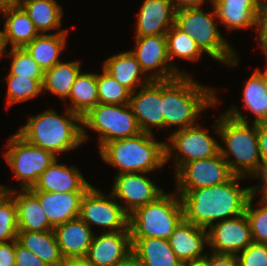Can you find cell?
Masks as SVG:
<instances>
[{
    "label": "cell",
    "mask_w": 267,
    "mask_h": 266,
    "mask_svg": "<svg viewBox=\"0 0 267 266\" xmlns=\"http://www.w3.org/2000/svg\"><path fill=\"white\" fill-rule=\"evenodd\" d=\"M243 176L234 175L229 181L198 189H176L181 197L184 219L208 229L212 224L245 213L252 186L239 187Z\"/></svg>",
    "instance_id": "obj_1"
},
{
    "label": "cell",
    "mask_w": 267,
    "mask_h": 266,
    "mask_svg": "<svg viewBox=\"0 0 267 266\" xmlns=\"http://www.w3.org/2000/svg\"><path fill=\"white\" fill-rule=\"evenodd\" d=\"M246 118L234 103L218 117L213 127L225 144L226 148L220 144V154L232 173L254 179L264 165L259 151L257 124Z\"/></svg>",
    "instance_id": "obj_2"
},
{
    "label": "cell",
    "mask_w": 267,
    "mask_h": 266,
    "mask_svg": "<svg viewBox=\"0 0 267 266\" xmlns=\"http://www.w3.org/2000/svg\"><path fill=\"white\" fill-rule=\"evenodd\" d=\"M191 76L163 81L164 129L178 126L175 130H179L198 124L201 113L219 101L215 88L204 86Z\"/></svg>",
    "instance_id": "obj_3"
},
{
    "label": "cell",
    "mask_w": 267,
    "mask_h": 266,
    "mask_svg": "<svg viewBox=\"0 0 267 266\" xmlns=\"http://www.w3.org/2000/svg\"><path fill=\"white\" fill-rule=\"evenodd\" d=\"M65 114L47 109L28 118L27 123L17 131L31 145L59 154L70 152L83 143L82 117L68 108Z\"/></svg>",
    "instance_id": "obj_4"
},
{
    "label": "cell",
    "mask_w": 267,
    "mask_h": 266,
    "mask_svg": "<svg viewBox=\"0 0 267 266\" xmlns=\"http://www.w3.org/2000/svg\"><path fill=\"white\" fill-rule=\"evenodd\" d=\"M99 154L105 163L124 173H150L166 164L165 142L155 139L154 133L141 132L134 137L105 143Z\"/></svg>",
    "instance_id": "obj_5"
},
{
    "label": "cell",
    "mask_w": 267,
    "mask_h": 266,
    "mask_svg": "<svg viewBox=\"0 0 267 266\" xmlns=\"http://www.w3.org/2000/svg\"><path fill=\"white\" fill-rule=\"evenodd\" d=\"M210 6V12L203 11L202 6L177 8L174 25L190 35L200 49L215 61L230 67L238 66L240 57L217 29V14L212 3Z\"/></svg>",
    "instance_id": "obj_6"
},
{
    "label": "cell",
    "mask_w": 267,
    "mask_h": 266,
    "mask_svg": "<svg viewBox=\"0 0 267 266\" xmlns=\"http://www.w3.org/2000/svg\"><path fill=\"white\" fill-rule=\"evenodd\" d=\"M184 219L181 197L176 191L164 193L154 202L137 208L129 215L131 238L169 239Z\"/></svg>",
    "instance_id": "obj_7"
},
{
    "label": "cell",
    "mask_w": 267,
    "mask_h": 266,
    "mask_svg": "<svg viewBox=\"0 0 267 266\" xmlns=\"http://www.w3.org/2000/svg\"><path fill=\"white\" fill-rule=\"evenodd\" d=\"M84 126L98 133L99 149L110 141L134 137L142 132L129 104L98 103L91 108L82 116L83 142L88 140Z\"/></svg>",
    "instance_id": "obj_8"
},
{
    "label": "cell",
    "mask_w": 267,
    "mask_h": 266,
    "mask_svg": "<svg viewBox=\"0 0 267 266\" xmlns=\"http://www.w3.org/2000/svg\"><path fill=\"white\" fill-rule=\"evenodd\" d=\"M5 147L4 158L21 190L33 188L43 171L57 158L51 152L31 145L17 132L8 139Z\"/></svg>",
    "instance_id": "obj_9"
},
{
    "label": "cell",
    "mask_w": 267,
    "mask_h": 266,
    "mask_svg": "<svg viewBox=\"0 0 267 266\" xmlns=\"http://www.w3.org/2000/svg\"><path fill=\"white\" fill-rule=\"evenodd\" d=\"M208 129L196 124L174 130L165 142L166 163L173 157L175 173L188 162L213 157L220 153V143L210 136ZM174 155V156H172Z\"/></svg>",
    "instance_id": "obj_10"
},
{
    "label": "cell",
    "mask_w": 267,
    "mask_h": 266,
    "mask_svg": "<svg viewBox=\"0 0 267 266\" xmlns=\"http://www.w3.org/2000/svg\"><path fill=\"white\" fill-rule=\"evenodd\" d=\"M116 202L111 193L104 195L91 186L82 197L78 217L90 228L91 225L103 227V232L130 231L129 214Z\"/></svg>",
    "instance_id": "obj_11"
},
{
    "label": "cell",
    "mask_w": 267,
    "mask_h": 266,
    "mask_svg": "<svg viewBox=\"0 0 267 266\" xmlns=\"http://www.w3.org/2000/svg\"><path fill=\"white\" fill-rule=\"evenodd\" d=\"M175 174V189H198L223 184L234 174L219 153L213 157L185 163Z\"/></svg>",
    "instance_id": "obj_12"
},
{
    "label": "cell",
    "mask_w": 267,
    "mask_h": 266,
    "mask_svg": "<svg viewBox=\"0 0 267 266\" xmlns=\"http://www.w3.org/2000/svg\"><path fill=\"white\" fill-rule=\"evenodd\" d=\"M135 38V49L131 52L135 55L145 76H148L151 81H167L180 76L170 64L166 35Z\"/></svg>",
    "instance_id": "obj_13"
},
{
    "label": "cell",
    "mask_w": 267,
    "mask_h": 266,
    "mask_svg": "<svg viewBox=\"0 0 267 266\" xmlns=\"http://www.w3.org/2000/svg\"><path fill=\"white\" fill-rule=\"evenodd\" d=\"M253 242L246 214L216 222L208 228L211 252L237 258Z\"/></svg>",
    "instance_id": "obj_14"
},
{
    "label": "cell",
    "mask_w": 267,
    "mask_h": 266,
    "mask_svg": "<svg viewBox=\"0 0 267 266\" xmlns=\"http://www.w3.org/2000/svg\"><path fill=\"white\" fill-rule=\"evenodd\" d=\"M145 172L116 174L111 194L124 202V210L130 215L137 208L154 202L165 190L159 188Z\"/></svg>",
    "instance_id": "obj_15"
},
{
    "label": "cell",
    "mask_w": 267,
    "mask_h": 266,
    "mask_svg": "<svg viewBox=\"0 0 267 266\" xmlns=\"http://www.w3.org/2000/svg\"><path fill=\"white\" fill-rule=\"evenodd\" d=\"M130 231L102 232L93 236L87 258L94 266H123L132 260Z\"/></svg>",
    "instance_id": "obj_16"
},
{
    "label": "cell",
    "mask_w": 267,
    "mask_h": 266,
    "mask_svg": "<svg viewBox=\"0 0 267 266\" xmlns=\"http://www.w3.org/2000/svg\"><path fill=\"white\" fill-rule=\"evenodd\" d=\"M129 105L142 132L153 134L154 128H164L163 81H151L130 94Z\"/></svg>",
    "instance_id": "obj_17"
},
{
    "label": "cell",
    "mask_w": 267,
    "mask_h": 266,
    "mask_svg": "<svg viewBox=\"0 0 267 266\" xmlns=\"http://www.w3.org/2000/svg\"><path fill=\"white\" fill-rule=\"evenodd\" d=\"M91 186L78 168L58 163L56 158L29 190L56 193L86 192Z\"/></svg>",
    "instance_id": "obj_18"
},
{
    "label": "cell",
    "mask_w": 267,
    "mask_h": 266,
    "mask_svg": "<svg viewBox=\"0 0 267 266\" xmlns=\"http://www.w3.org/2000/svg\"><path fill=\"white\" fill-rule=\"evenodd\" d=\"M176 9L172 0H144L137 16L135 37L166 35L175 24Z\"/></svg>",
    "instance_id": "obj_19"
},
{
    "label": "cell",
    "mask_w": 267,
    "mask_h": 266,
    "mask_svg": "<svg viewBox=\"0 0 267 266\" xmlns=\"http://www.w3.org/2000/svg\"><path fill=\"white\" fill-rule=\"evenodd\" d=\"M16 203L18 231L45 232L54 230L40 205L39 199L30 190H16L13 186L0 185ZM17 194V195H16Z\"/></svg>",
    "instance_id": "obj_20"
},
{
    "label": "cell",
    "mask_w": 267,
    "mask_h": 266,
    "mask_svg": "<svg viewBox=\"0 0 267 266\" xmlns=\"http://www.w3.org/2000/svg\"><path fill=\"white\" fill-rule=\"evenodd\" d=\"M217 19L228 31L253 28L258 31L259 0H213Z\"/></svg>",
    "instance_id": "obj_21"
},
{
    "label": "cell",
    "mask_w": 267,
    "mask_h": 266,
    "mask_svg": "<svg viewBox=\"0 0 267 266\" xmlns=\"http://www.w3.org/2000/svg\"><path fill=\"white\" fill-rule=\"evenodd\" d=\"M57 244L63 258L86 257L94 232L79 217L54 227Z\"/></svg>",
    "instance_id": "obj_22"
},
{
    "label": "cell",
    "mask_w": 267,
    "mask_h": 266,
    "mask_svg": "<svg viewBox=\"0 0 267 266\" xmlns=\"http://www.w3.org/2000/svg\"><path fill=\"white\" fill-rule=\"evenodd\" d=\"M168 241L177 258L184 263L207 254L203 250L208 245V230L183 219Z\"/></svg>",
    "instance_id": "obj_23"
},
{
    "label": "cell",
    "mask_w": 267,
    "mask_h": 266,
    "mask_svg": "<svg viewBox=\"0 0 267 266\" xmlns=\"http://www.w3.org/2000/svg\"><path fill=\"white\" fill-rule=\"evenodd\" d=\"M40 201L49 223L55 227L78 218L81 200L85 192L31 191Z\"/></svg>",
    "instance_id": "obj_24"
},
{
    "label": "cell",
    "mask_w": 267,
    "mask_h": 266,
    "mask_svg": "<svg viewBox=\"0 0 267 266\" xmlns=\"http://www.w3.org/2000/svg\"><path fill=\"white\" fill-rule=\"evenodd\" d=\"M132 259L139 266H182L167 239L131 238Z\"/></svg>",
    "instance_id": "obj_25"
},
{
    "label": "cell",
    "mask_w": 267,
    "mask_h": 266,
    "mask_svg": "<svg viewBox=\"0 0 267 266\" xmlns=\"http://www.w3.org/2000/svg\"><path fill=\"white\" fill-rule=\"evenodd\" d=\"M102 67L131 93L151 82L148 76H144L145 73L130 50L108 57Z\"/></svg>",
    "instance_id": "obj_26"
},
{
    "label": "cell",
    "mask_w": 267,
    "mask_h": 266,
    "mask_svg": "<svg viewBox=\"0 0 267 266\" xmlns=\"http://www.w3.org/2000/svg\"><path fill=\"white\" fill-rule=\"evenodd\" d=\"M2 29L5 48H23L39 35L34 23L20 6H7Z\"/></svg>",
    "instance_id": "obj_27"
},
{
    "label": "cell",
    "mask_w": 267,
    "mask_h": 266,
    "mask_svg": "<svg viewBox=\"0 0 267 266\" xmlns=\"http://www.w3.org/2000/svg\"><path fill=\"white\" fill-rule=\"evenodd\" d=\"M17 242L41 259L47 266H64L54 230L45 232L18 231Z\"/></svg>",
    "instance_id": "obj_28"
},
{
    "label": "cell",
    "mask_w": 267,
    "mask_h": 266,
    "mask_svg": "<svg viewBox=\"0 0 267 266\" xmlns=\"http://www.w3.org/2000/svg\"><path fill=\"white\" fill-rule=\"evenodd\" d=\"M68 32L39 34L24 48L40 66L43 73L61 62V52L67 44Z\"/></svg>",
    "instance_id": "obj_29"
},
{
    "label": "cell",
    "mask_w": 267,
    "mask_h": 266,
    "mask_svg": "<svg viewBox=\"0 0 267 266\" xmlns=\"http://www.w3.org/2000/svg\"><path fill=\"white\" fill-rule=\"evenodd\" d=\"M19 5L28 14L39 34H46L49 30L69 32L61 29L64 12L57 0H21Z\"/></svg>",
    "instance_id": "obj_30"
},
{
    "label": "cell",
    "mask_w": 267,
    "mask_h": 266,
    "mask_svg": "<svg viewBox=\"0 0 267 266\" xmlns=\"http://www.w3.org/2000/svg\"><path fill=\"white\" fill-rule=\"evenodd\" d=\"M70 111L81 117L99 103L97 90V73L79 72L68 96Z\"/></svg>",
    "instance_id": "obj_31"
},
{
    "label": "cell",
    "mask_w": 267,
    "mask_h": 266,
    "mask_svg": "<svg viewBox=\"0 0 267 266\" xmlns=\"http://www.w3.org/2000/svg\"><path fill=\"white\" fill-rule=\"evenodd\" d=\"M81 71L80 61L59 62L44 73L43 91L51 92L66 101L72 85Z\"/></svg>",
    "instance_id": "obj_32"
},
{
    "label": "cell",
    "mask_w": 267,
    "mask_h": 266,
    "mask_svg": "<svg viewBox=\"0 0 267 266\" xmlns=\"http://www.w3.org/2000/svg\"><path fill=\"white\" fill-rule=\"evenodd\" d=\"M255 69L243 88V105L246 111L254 114L253 123L267 121V92L265 70Z\"/></svg>",
    "instance_id": "obj_33"
},
{
    "label": "cell",
    "mask_w": 267,
    "mask_h": 266,
    "mask_svg": "<svg viewBox=\"0 0 267 266\" xmlns=\"http://www.w3.org/2000/svg\"><path fill=\"white\" fill-rule=\"evenodd\" d=\"M167 40V54L170 64L179 75H190L187 72H183L179 67H176L171 61L174 58L184 59L186 61L194 62L200 60L203 55V51L198 44L191 38L190 35L184 33L175 25H173L166 33ZM175 66V67H174Z\"/></svg>",
    "instance_id": "obj_34"
},
{
    "label": "cell",
    "mask_w": 267,
    "mask_h": 266,
    "mask_svg": "<svg viewBox=\"0 0 267 266\" xmlns=\"http://www.w3.org/2000/svg\"><path fill=\"white\" fill-rule=\"evenodd\" d=\"M7 108L16 103L32 100V98L43 93V79H31L7 75Z\"/></svg>",
    "instance_id": "obj_35"
},
{
    "label": "cell",
    "mask_w": 267,
    "mask_h": 266,
    "mask_svg": "<svg viewBox=\"0 0 267 266\" xmlns=\"http://www.w3.org/2000/svg\"><path fill=\"white\" fill-rule=\"evenodd\" d=\"M101 74L97 73V90L99 103L129 104L131 92L121 85L102 67Z\"/></svg>",
    "instance_id": "obj_36"
},
{
    "label": "cell",
    "mask_w": 267,
    "mask_h": 266,
    "mask_svg": "<svg viewBox=\"0 0 267 266\" xmlns=\"http://www.w3.org/2000/svg\"><path fill=\"white\" fill-rule=\"evenodd\" d=\"M17 207L14 198L0 188V243L17 240Z\"/></svg>",
    "instance_id": "obj_37"
},
{
    "label": "cell",
    "mask_w": 267,
    "mask_h": 266,
    "mask_svg": "<svg viewBox=\"0 0 267 266\" xmlns=\"http://www.w3.org/2000/svg\"><path fill=\"white\" fill-rule=\"evenodd\" d=\"M5 56L12 58L8 75L28 77L31 79H44V73L32 56L23 48H11L4 52ZM7 53V54H6Z\"/></svg>",
    "instance_id": "obj_38"
},
{
    "label": "cell",
    "mask_w": 267,
    "mask_h": 266,
    "mask_svg": "<svg viewBox=\"0 0 267 266\" xmlns=\"http://www.w3.org/2000/svg\"><path fill=\"white\" fill-rule=\"evenodd\" d=\"M255 196L252 194L247 202L245 214L248 218L252 240L257 243L267 244V203L259 201L253 207ZM259 206V207H258Z\"/></svg>",
    "instance_id": "obj_39"
},
{
    "label": "cell",
    "mask_w": 267,
    "mask_h": 266,
    "mask_svg": "<svg viewBox=\"0 0 267 266\" xmlns=\"http://www.w3.org/2000/svg\"><path fill=\"white\" fill-rule=\"evenodd\" d=\"M239 266H267V244L252 242L238 254Z\"/></svg>",
    "instance_id": "obj_40"
},
{
    "label": "cell",
    "mask_w": 267,
    "mask_h": 266,
    "mask_svg": "<svg viewBox=\"0 0 267 266\" xmlns=\"http://www.w3.org/2000/svg\"><path fill=\"white\" fill-rule=\"evenodd\" d=\"M15 266H47L41 259L28 249L21 246L16 240Z\"/></svg>",
    "instance_id": "obj_41"
},
{
    "label": "cell",
    "mask_w": 267,
    "mask_h": 266,
    "mask_svg": "<svg viewBox=\"0 0 267 266\" xmlns=\"http://www.w3.org/2000/svg\"><path fill=\"white\" fill-rule=\"evenodd\" d=\"M257 33L259 48L267 59V5H260Z\"/></svg>",
    "instance_id": "obj_42"
},
{
    "label": "cell",
    "mask_w": 267,
    "mask_h": 266,
    "mask_svg": "<svg viewBox=\"0 0 267 266\" xmlns=\"http://www.w3.org/2000/svg\"><path fill=\"white\" fill-rule=\"evenodd\" d=\"M16 240L0 243V266H15Z\"/></svg>",
    "instance_id": "obj_43"
},
{
    "label": "cell",
    "mask_w": 267,
    "mask_h": 266,
    "mask_svg": "<svg viewBox=\"0 0 267 266\" xmlns=\"http://www.w3.org/2000/svg\"><path fill=\"white\" fill-rule=\"evenodd\" d=\"M259 179L260 185L253 186L252 185V194L257 197L256 195H261L259 199L262 202L267 203V165H264L259 173L254 177V179Z\"/></svg>",
    "instance_id": "obj_44"
},
{
    "label": "cell",
    "mask_w": 267,
    "mask_h": 266,
    "mask_svg": "<svg viewBox=\"0 0 267 266\" xmlns=\"http://www.w3.org/2000/svg\"><path fill=\"white\" fill-rule=\"evenodd\" d=\"M259 151L263 165H267V121L257 123Z\"/></svg>",
    "instance_id": "obj_45"
},
{
    "label": "cell",
    "mask_w": 267,
    "mask_h": 266,
    "mask_svg": "<svg viewBox=\"0 0 267 266\" xmlns=\"http://www.w3.org/2000/svg\"><path fill=\"white\" fill-rule=\"evenodd\" d=\"M209 266H239L238 259L232 256L209 253Z\"/></svg>",
    "instance_id": "obj_46"
},
{
    "label": "cell",
    "mask_w": 267,
    "mask_h": 266,
    "mask_svg": "<svg viewBox=\"0 0 267 266\" xmlns=\"http://www.w3.org/2000/svg\"><path fill=\"white\" fill-rule=\"evenodd\" d=\"M206 0H172L176 8L201 6Z\"/></svg>",
    "instance_id": "obj_47"
},
{
    "label": "cell",
    "mask_w": 267,
    "mask_h": 266,
    "mask_svg": "<svg viewBox=\"0 0 267 266\" xmlns=\"http://www.w3.org/2000/svg\"><path fill=\"white\" fill-rule=\"evenodd\" d=\"M182 266H209V254L184 262Z\"/></svg>",
    "instance_id": "obj_48"
},
{
    "label": "cell",
    "mask_w": 267,
    "mask_h": 266,
    "mask_svg": "<svg viewBox=\"0 0 267 266\" xmlns=\"http://www.w3.org/2000/svg\"><path fill=\"white\" fill-rule=\"evenodd\" d=\"M64 266H94L87 258H71L65 261Z\"/></svg>",
    "instance_id": "obj_49"
},
{
    "label": "cell",
    "mask_w": 267,
    "mask_h": 266,
    "mask_svg": "<svg viewBox=\"0 0 267 266\" xmlns=\"http://www.w3.org/2000/svg\"><path fill=\"white\" fill-rule=\"evenodd\" d=\"M4 52H5V46L3 43V34L2 30H0V58L4 56Z\"/></svg>",
    "instance_id": "obj_50"
},
{
    "label": "cell",
    "mask_w": 267,
    "mask_h": 266,
    "mask_svg": "<svg viewBox=\"0 0 267 266\" xmlns=\"http://www.w3.org/2000/svg\"><path fill=\"white\" fill-rule=\"evenodd\" d=\"M7 6H17L20 4L21 0H1Z\"/></svg>",
    "instance_id": "obj_51"
},
{
    "label": "cell",
    "mask_w": 267,
    "mask_h": 266,
    "mask_svg": "<svg viewBox=\"0 0 267 266\" xmlns=\"http://www.w3.org/2000/svg\"><path fill=\"white\" fill-rule=\"evenodd\" d=\"M7 5L0 0V14L4 15Z\"/></svg>",
    "instance_id": "obj_52"
},
{
    "label": "cell",
    "mask_w": 267,
    "mask_h": 266,
    "mask_svg": "<svg viewBox=\"0 0 267 266\" xmlns=\"http://www.w3.org/2000/svg\"><path fill=\"white\" fill-rule=\"evenodd\" d=\"M123 266H139V265L132 259L129 263H127Z\"/></svg>",
    "instance_id": "obj_53"
},
{
    "label": "cell",
    "mask_w": 267,
    "mask_h": 266,
    "mask_svg": "<svg viewBox=\"0 0 267 266\" xmlns=\"http://www.w3.org/2000/svg\"><path fill=\"white\" fill-rule=\"evenodd\" d=\"M266 62H267V60H266ZM265 83H266V92H267V66L265 67Z\"/></svg>",
    "instance_id": "obj_54"
},
{
    "label": "cell",
    "mask_w": 267,
    "mask_h": 266,
    "mask_svg": "<svg viewBox=\"0 0 267 266\" xmlns=\"http://www.w3.org/2000/svg\"><path fill=\"white\" fill-rule=\"evenodd\" d=\"M260 5H267V0H259Z\"/></svg>",
    "instance_id": "obj_55"
}]
</instances>
